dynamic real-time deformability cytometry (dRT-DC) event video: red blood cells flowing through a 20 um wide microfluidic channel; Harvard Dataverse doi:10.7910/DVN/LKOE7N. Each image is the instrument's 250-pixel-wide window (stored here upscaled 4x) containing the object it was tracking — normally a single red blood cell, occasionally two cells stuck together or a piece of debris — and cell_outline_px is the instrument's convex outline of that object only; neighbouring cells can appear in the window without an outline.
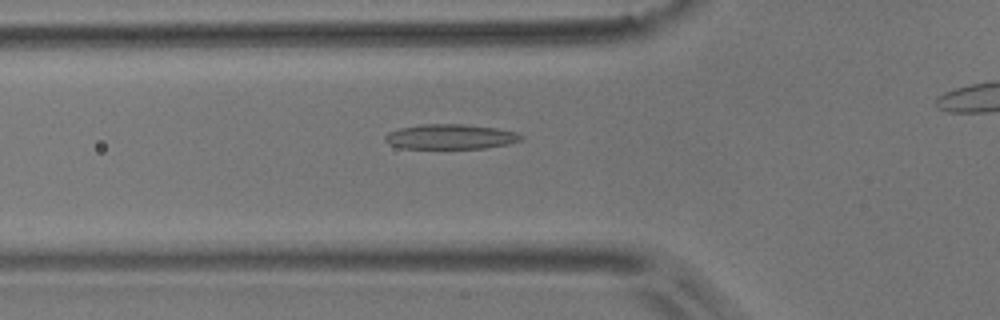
{"species": "common noctule bat (a hibernating species)", "species_latin": "Nyctalus noctula", "temperature_condition": "room temperature", "stored_images_in_passage": 29, "camera_frame_rate_fps": 3000, "um_per_image_px": 0.085, "animal": {"sex": "male", "body_mass_g": 17.9}, "frame": {"image": 1, "passage_image": 3, "time_ms": 0.667, "image_size_px": [1000, 320], "cell_outline_px": [[524, 136], [520, 140], [508, 144], [484, 148], [400, 148], [388, 144], [384, 140], [384, 136], [388, 132], [400, 128], [420, 124], [464, 124], [496, 128], [516, 132]], "centroid_in_image_um": [38.25, 11.61], "position_along_channel_um": 87.5, "area_um2": 19.77}}
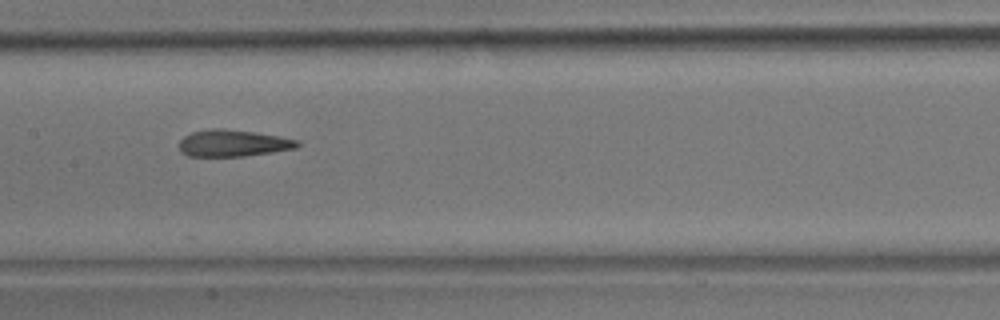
{"frame": {"image": 2, "passage_image": 11, "time_ms": 3.333, "image_size_px": [1000, 320], "cell_outline_px": [[300, 144], [296, 148], [272, 152], [244, 156], [188, 156], [180, 152], [180, 140], [184, 136], [192, 132], [212, 128], [224, 128], [256, 132], [280, 136], [300, 140]], "centroid_in_image_um": [19.82, 12.16], "position_along_channel_um": 187.6, "area_um2": 18.55}}
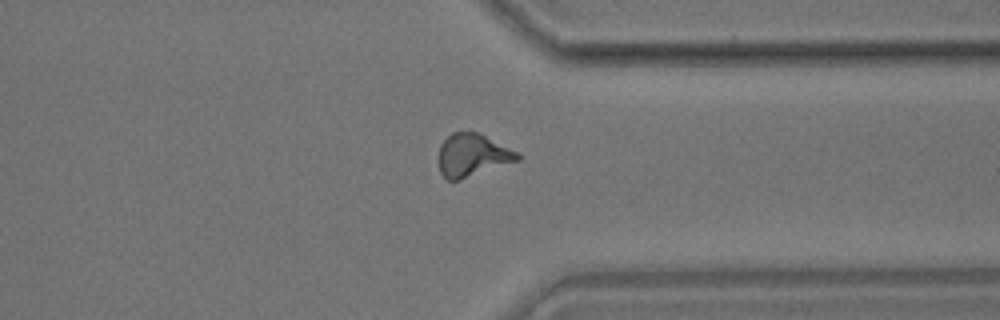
{"frame": {"image": 3, "passage_image": 26, "time_ms": 8.333, "image_size_px": [1000, 320], "cell_outline_px": [[520, 160], [460, 180], [448, 180], [440, 172], [436, 160], [440, 144], [452, 132], [476, 132], [516, 152], [520, 156]], "centroid_in_image_um": [40.08, 13.22], "position_along_channel_um": 371.3, "area_um2": 19.54}}